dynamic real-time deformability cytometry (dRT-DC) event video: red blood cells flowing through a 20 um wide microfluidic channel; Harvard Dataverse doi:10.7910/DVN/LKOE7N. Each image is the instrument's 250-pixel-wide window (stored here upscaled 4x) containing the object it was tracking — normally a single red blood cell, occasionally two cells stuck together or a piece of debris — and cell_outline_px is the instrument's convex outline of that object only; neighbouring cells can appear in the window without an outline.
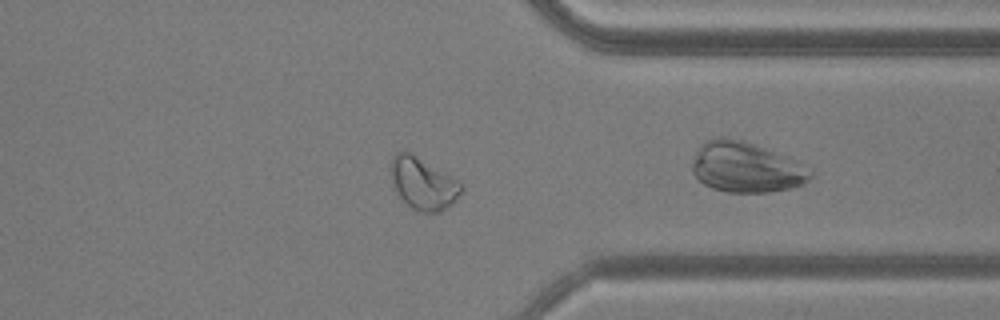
{"species": "common noctule bat (a hibernating species)", "species_latin": "Nyctalus noctula", "temperature_condition": "warm", "stored_images_in_passage": 39, "camera_frame_rate_fps": 3000, "um_per_image_px": 0.085, "animal": {"sex": "male", "body_mass_g": 20.5, "forearm_length_mm": 52.5}, "frame": {"image": 1, "passage_image": 26, "time_ms": 8.333, "image_size_px": [1000, 320], "cell_outline_px": [[464, 192], [452, 204], [440, 212], [420, 212], [412, 208], [392, 188], [392, 156], [396, 152], [404, 148], [412, 152], [456, 180], [464, 188]], "centroid_in_image_um": [35.95, 15.58], "position_along_channel_um": 375.4, "area_um2": 21.39}}